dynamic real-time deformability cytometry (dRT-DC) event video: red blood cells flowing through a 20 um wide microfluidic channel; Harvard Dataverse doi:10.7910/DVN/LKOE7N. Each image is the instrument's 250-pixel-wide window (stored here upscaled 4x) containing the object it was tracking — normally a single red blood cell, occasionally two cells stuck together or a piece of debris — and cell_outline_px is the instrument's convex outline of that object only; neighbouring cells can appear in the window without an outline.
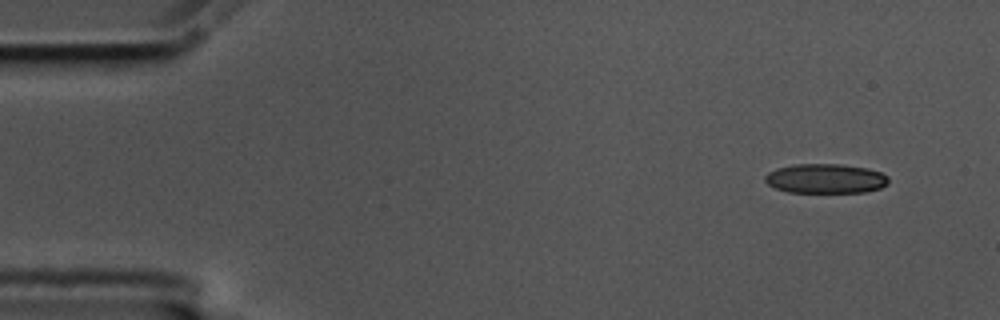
{"species": "common noctule bat (a hibernating species)", "species_latin": "Nyctalus noctula", "temperature_condition": "cold", "stored_images_in_passage": 3, "camera_frame_rate_fps": 3000, "um_per_image_px": 0.085, "animal": {"sex": "male", "body_mass_g": 17.5, "forearm_length_mm": 52.3}, "frame": {"image": 1, "passage_image": 1, "time_ms": 0.0, "image_size_px": [1000, 320], "cell_outline_px": [[888, 184], [880, 188], [864, 192], [788, 192], [776, 188], [768, 184], [764, 180], [764, 176], [768, 172], [776, 168], [792, 164], [840, 164], [868, 168], [880, 172], [888, 176]], "centroid_in_image_um": [70.16, 15.17], "position_along_channel_um": 14.8, "area_um2": 21.33}}
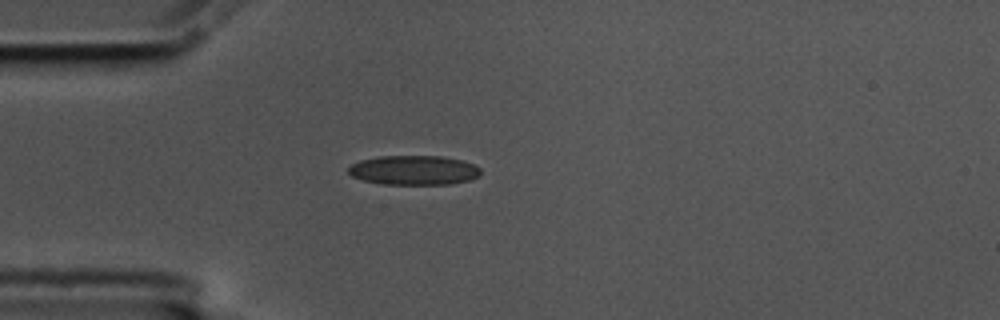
{"frame": {"image": 2, "passage_image": 3, "time_ms": 0.667, "image_size_px": [1000, 320], "cell_outline_px": [[480, 176], [468, 180], [452, 184], [380, 184], [364, 180], [352, 176], [348, 172], [348, 168], [352, 164], [360, 160], [380, 156], [440, 156], [460, 160], [472, 164], [480, 168]], "centroid_in_image_um": [35.16, 14.47], "position_along_channel_um": 49.8, "area_um2": 22.6}}